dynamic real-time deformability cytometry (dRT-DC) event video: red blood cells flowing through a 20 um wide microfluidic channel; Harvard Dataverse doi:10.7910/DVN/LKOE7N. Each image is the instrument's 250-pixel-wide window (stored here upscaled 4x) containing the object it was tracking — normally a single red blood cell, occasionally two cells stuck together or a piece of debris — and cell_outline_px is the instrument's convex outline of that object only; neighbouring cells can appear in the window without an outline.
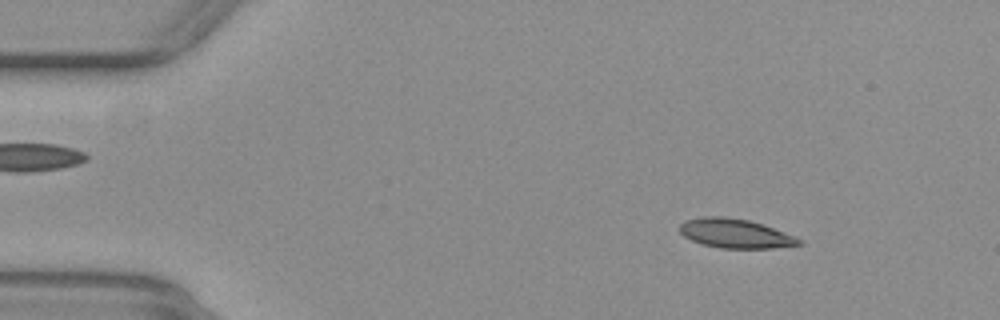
{"species": "common noctule bat (a hibernating species)", "species_latin": "Nyctalus noctula", "temperature_condition": "warm", "stored_images_in_passage": 55, "segment_of_instrument_passage": [1, 2], "camera_frame_rate_fps": 3000, "um_per_image_px": 0.085, "animal": {"sex": "female", "body_mass_g": 29.2, "forearm_length_mm": 56.3}, "frame": {"image": 1, "passage_image": 8, "time_ms": 2.333, "image_size_px": [1000, 320], "cell_outline_px": [[804, 244], [772, 248], [720, 248], [700, 244], [684, 236], [680, 232], [680, 224], [684, 220], [704, 216], [724, 216], [748, 220], [764, 224], [796, 236], [804, 240]], "centroid_in_image_um": [62.53, 19.84], "position_along_channel_um": 22.5, "area_um2": 20.58}}
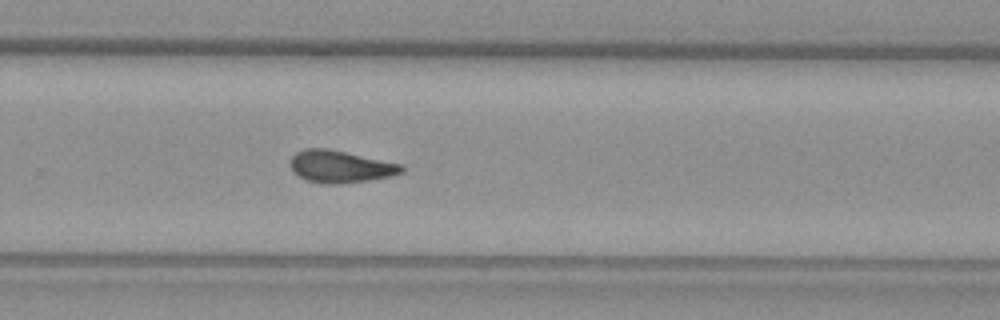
{"frame": {"image": 2, "passage_image": 36, "time_ms": 11.667, "image_size_px": [1000, 320], "cell_outline_px": [[404, 172], [392, 176], [368, 180], [340, 184], [324, 184], [308, 180], [300, 176], [292, 168], [292, 156], [296, 152], [304, 148], [328, 148], [404, 164]], "centroid_in_image_um": [29.0, 14.15], "position_along_channel_um": 300.8, "area_um2": 20.87}}
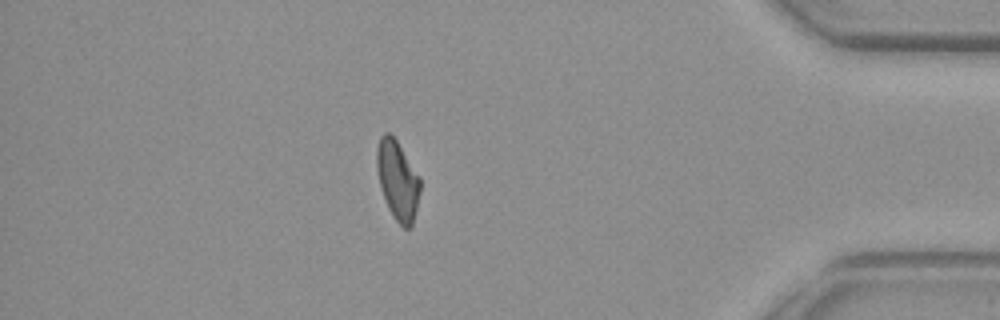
{"frame": {"image": 3, "passage_image": 47, "time_ms": 15.333, "image_size_px": [1000, 320], "cell_outline_px": [[420, 192], [412, 228], [404, 228], [392, 216], [388, 208], [380, 188], [376, 168], [376, 148], [380, 136], [384, 132], [388, 132], [396, 140], [420, 176]], "centroid_in_image_um": [33.78, 15.33], "position_along_channel_um": 401.4, "area_um2": 20.23}}